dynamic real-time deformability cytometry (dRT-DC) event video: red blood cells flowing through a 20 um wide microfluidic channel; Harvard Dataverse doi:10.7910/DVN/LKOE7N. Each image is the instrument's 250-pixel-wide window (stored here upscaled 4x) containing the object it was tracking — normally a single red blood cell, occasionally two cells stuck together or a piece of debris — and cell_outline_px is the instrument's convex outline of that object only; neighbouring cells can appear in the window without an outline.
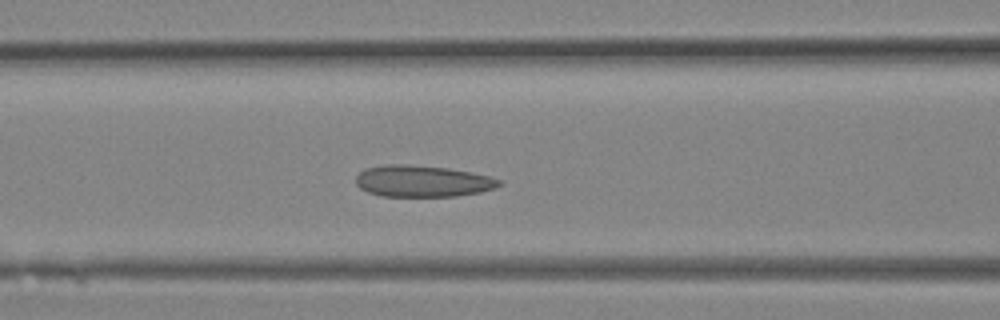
{"species": "Egyptian fruit bat (a non-hibernating species)", "species_latin": "Rousettus aegyptiacus", "temperature_condition": "room temperature", "stored_images_in_passage": 15, "camera_frame_rate_fps": 3000, "um_per_image_px": 0.085, "animal": {"sex": "female"}, "frame": {"image": 1, "passage_image": 11, "time_ms": 3.333, "image_size_px": [1000, 320], "cell_outline_px": [[504, 180], [496, 188], [480, 192], [456, 196], [380, 196], [368, 192], [360, 188], [356, 184], [356, 176], [364, 168], [388, 164], [408, 164], [448, 168], [492, 176]], "centroid_in_image_um": [35.93, 15.39], "position_along_channel_um": 130.7, "area_um2": 26.53}}
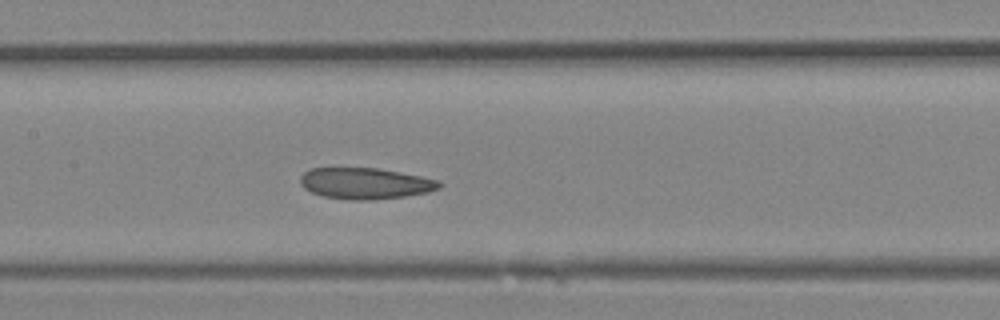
{"frame": {"image": 2, "passage_image": 13, "time_ms": 4.0, "image_size_px": [1000, 320], "cell_outline_px": [[444, 184], [440, 188], [428, 192], [404, 196], [372, 200], [348, 200], [324, 196], [312, 192], [304, 188], [300, 184], [300, 176], [308, 168], [336, 164], [380, 168], [440, 180]], "centroid_in_image_um": [30.98, 15.53], "position_along_channel_um": 176.4, "area_um2": 26.47}}
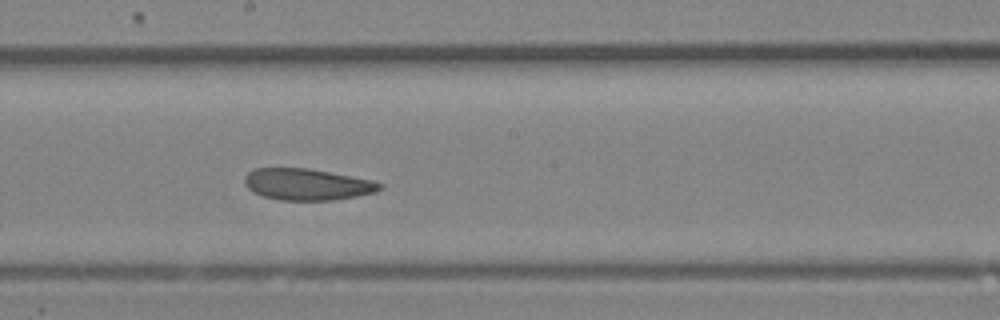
{"frame": {"image": 3, "passage_image": 15, "time_ms": 4.667, "image_size_px": [1000, 320], "cell_outline_px": [[384, 184], [376, 192], [356, 196], [332, 200], [280, 200], [264, 196], [252, 192], [244, 184], [244, 176], [248, 172], [256, 168], [308, 168], [372, 180]], "centroid_in_image_um": [26.08, 15.67], "position_along_channel_um": 222.1, "area_um2": 24.74}}